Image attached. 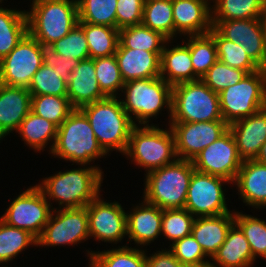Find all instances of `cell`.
<instances>
[{
    "label": "cell",
    "instance_id": "25",
    "mask_svg": "<svg viewBox=\"0 0 266 267\" xmlns=\"http://www.w3.org/2000/svg\"><path fill=\"white\" fill-rule=\"evenodd\" d=\"M161 54L162 52L141 49L117 48L115 57L123 81L160 77Z\"/></svg>",
    "mask_w": 266,
    "mask_h": 267
},
{
    "label": "cell",
    "instance_id": "3",
    "mask_svg": "<svg viewBox=\"0 0 266 267\" xmlns=\"http://www.w3.org/2000/svg\"><path fill=\"white\" fill-rule=\"evenodd\" d=\"M122 106L135 125L154 124L167 111L168 125L171 118L172 86L163 78L135 79L124 83L119 96ZM158 116V117H157ZM152 119V120H151ZM151 123V124H150Z\"/></svg>",
    "mask_w": 266,
    "mask_h": 267
},
{
    "label": "cell",
    "instance_id": "52",
    "mask_svg": "<svg viewBox=\"0 0 266 267\" xmlns=\"http://www.w3.org/2000/svg\"><path fill=\"white\" fill-rule=\"evenodd\" d=\"M3 3H5V1L4 0H0V5H5V4H3Z\"/></svg>",
    "mask_w": 266,
    "mask_h": 267
},
{
    "label": "cell",
    "instance_id": "10",
    "mask_svg": "<svg viewBox=\"0 0 266 267\" xmlns=\"http://www.w3.org/2000/svg\"><path fill=\"white\" fill-rule=\"evenodd\" d=\"M22 191L15 198L8 199L10 204L0 219L12 227L29 231L38 239L53 209L37 185H30Z\"/></svg>",
    "mask_w": 266,
    "mask_h": 267
},
{
    "label": "cell",
    "instance_id": "19",
    "mask_svg": "<svg viewBox=\"0 0 266 267\" xmlns=\"http://www.w3.org/2000/svg\"><path fill=\"white\" fill-rule=\"evenodd\" d=\"M172 6L175 40L207 34L212 29L211 0H172Z\"/></svg>",
    "mask_w": 266,
    "mask_h": 267
},
{
    "label": "cell",
    "instance_id": "24",
    "mask_svg": "<svg viewBox=\"0 0 266 267\" xmlns=\"http://www.w3.org/2000/svg\"><path fill=\"white\" fill-rule=\"evenodd\" d=\"M181 41L167 40L161 54L160 77L171 86L194 81L190 48L183 40Z\"/></svg>",
    "mask_w": 266,
    "mask_h": 267
},
{
    "label": "cell",
    "instance_id": "47",
    "mask_svg": "<svg viewBox=\"0 0 266 267\" xmlns=\"http://www.w3.org/2000/svg\"><path fill=\"white\" fill-rule=\"evenodd\" d=\"M145 0H117V29L142 23Z\"/></svg>",
    "mask_w": 266,
    "mask_h": 267
},
{
    "label": "cell",
    "instance_id": "42",
    "mask_svg": "<svg viewBox=\"0 0 266 267\" xmlns=\"http://www.w3.org/2000/svg\"><path fill=\"white\" fill-rule=\"evenodd\" d=\"M195 217L186 209L162 210L161 236L169 246L191 234Z\"/></svg>",
    "mask_w": 266,
    "mask_h": 267
},
{
    "label": "cell",
    "instance_id": "9",
    "mask_svg": "<svg viewBox=\"0 0 266 267\" xmlns=\"http://www.w3.org/2000/svg\"><path fill=\"white\" fill-rule=\"evenodd\" d=\"M220 111L229 125L266 107V69L246 74L219 93Z\"/></svg>",
    "mask_w": 266,
    "mask_h": 267
},
{
    "label": "cell",
    "instance_id": "33",
    "mask_svg": "<svg viewBox=\"0 0 266 267\" xmlns=\"http://www.w3.org/2000/svg\"><path fill=\"white\" fill-rule=\"evenodd\" d=\"M86 35L90 58L115 55L119 45V30L106 25L78 23Z\"/></svg>",
    "mask_w": 266,
    "mask_h": 267
},
{
    "label": "cell",
    "instance_id": "20",
    "mask_svg": "<svg viewBox=\"0 0 266 267\" xmlns=\"http://www.w3.org/2000/svg\"><path fill=\"white\" fill-rule=\"evenodd\" d=\"M31 93L27 88L0 83V143L14 134L31 111Z\"/></svg>",
    "mask_w": 266,
    "mask_h": 267
},
{
    "label": "cell",
    "instance_id": "12",
    "mask_svg": "<svg viewBox=\"0 0 266 267\" xmlns=\"http://www.w3.org/2000/svg\"><path fill=\"white\" fill-rule=\"evenodd\" d=\"M90 240L87 207L54 209L46 223L37 248L77 246Z\"/></svg>",
    "mask_w": 266,
    "mask_h": 267
},
{
    "label": "cell",
    "instance_id": "16",
    "mask_svg": "<svg viewBox=\"0 0 266 267\" xmlns=\"http://www.w3.org/2000/svg\"><path fill=\"white\" fill-rule=\"evenodd\" d=\"M169 126L175 138L177 158L190 161L229 129L224 120L170 122Z\"/></svg>",
    "mask_w": 266,
    "mask_h": 267
},
{
    "label": "cell",
    "instance_id": "21",
    "mask_svg": "<svg viewBox=\"0 0 266 267\" xmlns=\"http://www.w3.org/2000/svg\"><path fill=\"white\" fill-rule=\"evenodd\" d=\"M229 130L235 139L239 157L243 161L254 160L266 141V107L229 124Z\"/></svg>",
    "mask_w": 266,
    "mask_h": 267
},
{
    "label": "cell",
    "instance_id": "11",
    "mask_svg": "<svg viewBox=\"0 0 266 267\" xmlns=\"http://www.w3.org/2000/svg\"><path fill=\"white\" fill-rule=\"evenodd\" d=\"M228 184L232 185L230 181L222 177L194 170L184 209L194 217L218 216L232 212L233 209L230 210L227 204L230 200L226 197Z\"/></svg>",
    "mask_w": 266,
    "mask_h": 267
},
{
    "label": "cell",
    "instance_id": "22",
    "mask_svg": "<svg viewBox=\"0 0 266 267\" xmlns=\"http://www.w3.org/2000/svg\"><path fill=\"white\" fill-rule=\"evenodd\" d=\"M238 198L253 210L266 209V165L255 160H244L232 187Z\"/></svg>",
    "mask_w": 266,
    "mask_h": 267
},
{
    "label": "cell",
    "instance_id": "30",
    "mask_svg": "<svg viewBox=\"0 0 266 267\" xmlns=\"http://www.w3.org/2000/svg\"><path fill=\"white\" fill-rule=\"evenodd\" d=\"M0 5V61L28 33L25 9Z\"/></svg>",
    "mask_w": 266,
    "mask_h": 267
},
{
    "label": "cell",
    "instance_id": "43",
    "mask_svg": "<svg viewBox=\"0 0 266 267\" xmlns=\"http://www.w3.org/2000/svg\"><path fill=\"white\" fill-rule=\"evenodd\" d=\"M31 96L35 95H55L67 96V82L64 81L56 70L42 64L33 75L28 88Z\"/></svg>",
    "mask_w": 266,
    "mask_h": 267
},
{
    "label": "cell",
    "instance_id": "7",
    "mask_svg": "<svg viewBox=\"0 0 266 267\" xmlns=\"http://www.w3.org/2000/svg\"><path fill=\"white\" fill-rule=\"evenodd\" d=\"M25 12L28 34L43 47L63 38L78 23L77 0H37Z\"/></svg>",
    "mask_w": 266,
    "mask_h": 267
},
{
    "label": "cell",
    "instance_id": "37",
    "mask_svg": "<svg viewBox=\"0 0 266 267\" xmlns=\"http://www.w3.org/2000/svg\"><path fill=\"white\" fill-rule=\"evenodd\" d=\"M234 223L244 233L254 260L262 258L266 261V220L234 209Z\"/></svg>",
    "mask_w": 266,
    "mask_h": 267
},
{
    "label": "cell",
    "instance_id": "14",
    "mask_svg": "<svg viewBox=\"0 0 266 267\" xmlns=\"http://www.w3.org/2000/svg\"><path fill=\"white\" fill-rule=\"evenodd\" d=\"M43 64V46L28 33L0 61V83L29 88L33 75Z\"/></svg>",
    "mask_w": 266,
    "mask_h": 267
},
{
    "label": "cell",
    "instance_id": "15",
    "mask_svg": "<svg viewBox=\"0 0 266 267\" xmlns=\"http://www.w3.org/2000/svg\"><path fill=\"white\" fill-rule=\"evenodd\" d=\"M242 162L237 152L235 139L229 129L192 160L195 170L222 177L232 184Z\"/></svg>",
    "mask_w": 266,
    "mask_h": 267
},
{
    "label": "cell",
    "instance_id": "45",
    "mask_svg": "<svg viewBox=\"0 0 266 267\" xmlns=\"http://www.w3.org/2000/svg\"><path fill=\"white\" fill-rule=\"evenodd\" d=\"M168 249L174 254L182 264L189 267H209L210 258L204 253L200 244L192 234L175 241L168 246Z\"/></svg>",
    "mask_w": 266,
    "mask_h": 267
},
{
    "label": "cell",
    "instance_id": "35",
    "mask_svg": "<svg viewBox=\"0 0 266 267\" xmlns=\"http://www.w3.org/2000/svg\"><path fill=\"white\" fill-rule=\"evenodd\" d=\"M172 0H145L142 24L160 32L168 40L175 39Z\"/></svg>",
    "mask_w": 266,
    "mask_h": 267
},
{
    "label": "cell",
    "instance_id": "28",
    "mask_svg": "<svg viewBox=\"0 0 266 267\" xmlns=\"http://www.w3.org/2000/svg\"><path fill=\"white\" fill-rule=\"evenodd\" d=\"M57 130L58 127L54 123L30 111L22 120L16 133L22 138L21 141H24V146L26 145L35 153L48 150L50 154L55 145ZM45 148L49 149L45 150Z\"/></svg>",
    "mask_w": 266,
    "mask_h": 267
},
{
    "label": "cell",
    "instance_id": "5",
    "mask_svg": "<svg viewBox=\"0 0 266 267\" xmlns=\"http://www.w3.org/2000/svg\"><path fill=\"white\" fill-rule=\"evenodd\" d=\"M136 125L130 134L128 146L123 154L131 164L148 172L174 163L178 158L175 138L170 126Z\"/></svg>",
    "mask_w": 266,
    "mask_h": 267
},
{
    "label": "cell",
    "instance_id": "49",
    "mask_svg": "<svg viewBox=\"0 0 266 267\" xmlns=\"http://www.w3.org/2000/svg\"><path fill=\"white\" fill-rule=\"evenodd\" d=\"M164 245H161V250L159 248V250L156 249V252L153 251L152 253L151 250L147 251L148 249H146V267H189L179 262L174 254Z\"/></svg>",
    "mask_w": 266,
    "mask_h": 267
},
{
    "label": "cell",
    "instance_id": "31",
    "mask_svg": "<svg viewBox=\"0 0 266 267\" xmlns=\"http://www.w3.org/2000/svg\"><path fill=\"white\" fill-rule=\"evenodd\" d=\"M37 247L38 239L29 231L12 227L0 219V265L7 267L29 247Z\"/></svg>",
    "mask_w": 266,
    "mask_h": 267
},
{
    "label": "cell",
    "instance_id": "17",
    "mask_svg": "<svg viewBox=\"0 0 266 267\" xmlns=\"http://www.w3.org/2000/svg\"><path fill=\"white\" fill-rule=\"evenodd\" d=\"M212 27L223 38L245 47L247 55L266 69V37L260 18L212 21Z\"/></svg>",
    "mask_w": 266,
    "mask_h": 267
},
{
    "label": "cell",
    "instance_id": "13",
    "mask_svg": "<svg viewBox=\"0 0 266 267\" xmlns=\"http://www.w3.org/2000/svg\"><path fill=\"white\" fill-rule=\"evenodd\" d=\"M99 194L87 207L90 239L122 247V242L127 238V208L119 201L105 200Z\"/></svg>",
    "mask_w": 266,
    "mask_h": 267
},
{
    "label": "cell",
    "instance_id": "50",
    "mask_svg": "<svg viewBox=\"0 0 266 267\" xmlns=\"http://www.w3.org/2000/svg\"><path fill=\"white\" fill-rule=\"evenodd\" d=\"M254 160L266 165V141L261 146L260 151Z\"/></svg>",
    "mask_w": 266,
    "mask_h": 267
},
{
    "label": "cell",
    "instance_id": "23",
    "mask_svg": "<svg viewBox=\"0 0 266 267\" xmlns=\"http://www.w3.org/2000/svg\"><path fill=\"white\" fill-rule=\"evenodd\" d=\"M67 97L74 109H80L84 105L106 98L97 81L92 58L81 60L70 73Z\"/></svg>",
    "mask_w": 266,
    "mask_h": 267
},
{
    "label": "cell",
    "instance_id": "6",
    "mask_svg": "<svg viewBox=\"0 0 266 267\" xmlns=\"http://www.w3.org/2000/svg\"><path fill=\"white\" fill-rule=\"evenodd\" d=\"M194 170L192 161L177 159L148 172L144 176L141 198L162 210L183 209Z\"/></svg>",
    "mask_w": 266,
    "mask_h": 267
},
{
    "label": "cell",
    "instance_id": "4",
    "mask_svg": "<svg viewBox=\"0 0 266 267\" xmlns=\"http://www.w3.org/2000/svg\"><path fill=\"white\" fill-rule=\"evenodd\" d=\"M80 110L88 118L102 149L108 155L115 151L123 156L131 131L136 125L124 110L120 98L106 97L84 105Z\"/></svg>",
    "mask_w": 266,
    "mask_h": 267
},
{
    "label": "cell",
    "instance_id": "34",
    "mask_svg": "<svg viewBox=\"0 0 266 267\" xmlns=\"http://www.w3.org/2000/svg\"><path fill=\"white\" fill-rule=\"evenodd\" d=\"M167 40L160 32L149 29L141 23L119 30L118 48L162 52Z\"/></svg>",
    "mask_w": 266,
    "mask_h": 267
},
{
    "label": "cell",
    "instance_id": "32",
    "mask_svg": "<svg viewBox=\"0 0 266 267\" xmlns=\"http://www.w3.org/2000/svg\"><path fill=\"white\" fill-rule=\"evenodd\" d=\"M180 39L190 48V56L194 69V81L201 79L218 60L217 48L213 37L207 33L186 36Z\"/></svg>",
    "mask_w": 266,
    "mask_h": 267
},
{
    "label": "cell",
    "instance_id": "51",
    "mask_svg": "<svg viewBox=\"0 0 266 267\" xmlns=\"http://www.w3.org/2000/svg\"><path fill=\"white\" fill-rule=\"evenodd\" d=\"M260 20L266 37V0L264 2V6L260 14Z\"/></svg>",
    "mask_w": 266,
    "mask_h": 267
},
{
    "label": "cell",
    "instance_id": "48",
    "mask_svg": "<svg viewBox=\"0 0 266 267\" xmlns=\"http://www.w3.org/2000/svg\"><path fill=\"white\" fill-rule=\"evenodd\" d=\"M79 62V60L62 56L49 47H43V64L60 73L62 79L67 83L69 82L70 73L78 66Z\"/></svg>",
    "mask_w": 266,
    "mask_h": 267
},
{
    "label": "cell",
    "instance_id": "1",
    "mask_svg": "<svg viewBox=\"0 0 266 267\" xmlns=\"http://www.w3.org/2000/svg\"><path fill=\"white\" fill-rule=\"evenodd\" d=\"M102 170L78 164L77 168H69L63 172L59 170L49 177L44 176L36 185L44 193L53 210L83 208L102 192V183L105 179ZM54 203L58 207H54Z\"/></svg>",
    "mask_w": 266,
    "mask_h": 267
},
{
    "label": "cell",
    "instance_id": "38",
    "mask_svg": "<svg viewBox=\"0 0 266 267\" xmlns=\"http://www.w3.org/2000/svg\"><path fill=\"white\" fill-rule=\"evenodd\" d=\"M214 39L218 60L226 65L245 71L247 74L261 68L247 55L241 44L223 38L213 27L208 32Z\"/></svg>",
    "mask_w": 266,
    "mask_h": 267
},
{
    "label": "cell",
    "instance_id": "41",
    "mask_svg": "<svg viewBox=\"0 0 266 267\" xmlns=\"http://www.w3.org/2000/svg\"><path fill=\"white\" fill-rule=\"evenodd\" d=\"M96 78L106 97H119L124 86L115 55L94 58Z\"/></svg>",
    "mask_w": 266,
    "mask_h": 267
},
{
    "label": "cell",
    "instance_id": "46",
    "mask_svg": "<svg viewBox=\"0 0 266 267\" xmlns=\"http://www.w3.org/2000/svg\"><path fill=\"white\" fill-rule=\"evenodd\" d=\"M247 73L243 70L232 68L217 60L201 78L213 91L220 93L231 85L237 84Z\"/></svg>",
    "mask_w": 266,
    "mask_h": 267
},
{
    "label": "cell",
    "instance_id": "27",
    "mask_svg": "<svg viewBox=\"0 0 266 267\" xmlns=\"http://www.w3.org/2000/svg\"><path fill=\"white\" fill-rule=\"evenodd\" d=\"M209 267H254L250 245L242 230L234 223L226 240L210 260Z\"/></svg>",
    "mask_w": 266,
    "mask_h": 267
},
{
    "label": "cell",
    "instance_id": "36",
    "mask_svg": "<svg viewBox=\"0 0 266 267\" xmlns=\"http://www.w3.org/2000/svg\"><path fill=\"white\" fill-rule=\"evenodd\" d=\"M265 0H211L212 21L260 18Z\"/></svg>",
    "mask_w": 266,
    "mask_h": 267
},
{
    "label": "cell",
    "instance_id": "29",
    "mask_svg": "<svg viewBox=\"0 0 266 267\" xmlns=\"http://www.w3.org/2000/svg\"><path fill=\"white\" fill-rule=\"evenodd\" d=\"M84 251L89 261L88 267H146V248L112 245L108 250L89 248Z\"/></svg>",
    "mask_w": 266,
    "mask_h": 267
},
{
    "label": "cell",
    "instance_id": "26",
    "mask_svg": "<svg viewBox=\"0 0 266 267\" xmlns=\"http://www.w3.org/2000/svg\"><path fill=\"white\" fill-rule=\"evenodd\" d=\"M233 224L234 209L232 212L218 216L195 217L191 234L200 244L204 253L212 259L226 240L228 231Z\"/></svg>",
    "mask_w": 266,
    "mask_h": 267
},
{
    "label": "cell",
    "instance_id": "18",
    "mask_svg": "<svg viewBox=\"0 0 266 267\" xmlns=\"http://www.w3.org/2000/svg\"><path fill=\"white\" fill-rule=\"evenodd\" d=\"M139 202L126 211L128 242L124 245L136 244L135 247L147 248L161 238L162 209L144 199Z\"/></svg>",
    "mask_w": 266,
    "mask_h": 267
},
{
    "label": "cell",
    "instance_id": "8",
    "mask_svg": "<svg viewBox=\"0 0 266 267\" xmlns=\"http://www.w3.org/2000/svg\"><path fill=\"white\" fill-rule=\"evenodd\" d=\"M223 120L219 93L201 79L172 86L170 122H207Z\"/></svg>",
    "mask_w": 266,
    "mask_h": 267
},
{
    "label": "cell",
    "instance_id": "40",
    "mask_svg": "<svg viewBox=\"0 0 266 267\" xmlns=\"http://www.w3.org/2000/svg\"><path fill=\"white\" fill-rule=\"evenodd\" d=\"M74 110L67 96L35 95L31 99V111L59 127Z\"/></svg>",
    "mask_w": 266,
    "mask_h": 267
},
{
    "label": "cell",
    "instance_id": "39",
    "mask_svg": "<svg viewBox=\"0 0 266 267\" xmlns=\"http://www.w3.org/2000/svg\"><path fill=\"white\" fill-rule=\"evenodd\" d=\"M78 23L117 28V0H77Z\"/></svg>",
    "mask_w": 266,
    "mask_h": 267
},
{
    "label": "cell",
    "instance_id": "2",
    "mask_svg": "<svg viewBox=\"0 0 266 267\" xmlns=\"http://www.w3.org/2000/svg\"><path fill=\"white\" fill-rule=\"evenodd\" d=\"M50 156L70 162L71 166L86 164L101 168L95 161L109 155L99 145L86 115L80 109H74L58 127Z\"/></svg>",
    "mask_w": 266,
    "mask_h": 267
},
{
    "label": "cell",
    "instance_id": "44",
    "mask_svg": "<svg viewBox=\"0 0 266 267\" xmlns=\"http://www.w3.org/2000/svg\"><path fill=\"white\" fill-rule=\"evenodd\" d=\"M49 48L62 56L79 61L90 58L86 35L78 23L67 35L55 41Z\"/></svg>",
    "mask_w": 266,
    "mask_h": 267
}]
</instances>
